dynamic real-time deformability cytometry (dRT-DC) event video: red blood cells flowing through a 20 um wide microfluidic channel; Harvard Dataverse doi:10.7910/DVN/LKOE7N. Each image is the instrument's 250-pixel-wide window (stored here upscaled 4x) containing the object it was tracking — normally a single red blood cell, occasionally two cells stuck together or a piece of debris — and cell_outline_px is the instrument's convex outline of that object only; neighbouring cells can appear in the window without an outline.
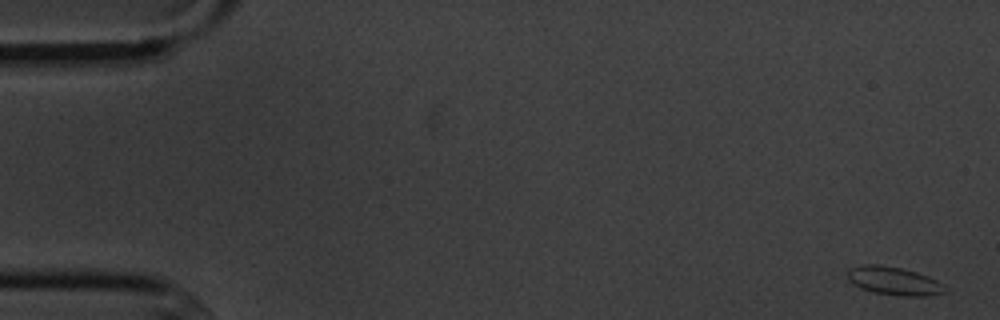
{"species": "common noctule bat (a hibernating species)", "species_latin": "Nyctalus noctula", "temperature_condition": "cold", "stored_images_in_passage": 6, "camera_frame_rate_fps": 3000, "um_per_image_px": 0.085, "animal": {"sex": "male", "body_mass_g": 20.1, "forearm_length_mm": 53.5}, "frame": {"image": 1, "passage_image": 1, "time_ms": 0.0, "image_size_px": [1000, 320], "cell_outline_px": [[948, 292], [928, 296], [900, 296], [872, 292], [860, 288], [848, 280], [848, 268], [860, 264], [876, 264], [900, 268], [916, 272], [928, 276], [944, 284], [948, 288]], "centroid_in_image_um": [76.0, 23.89], "position_along_channel_um": 9.0, "area_um2": 16.3}}
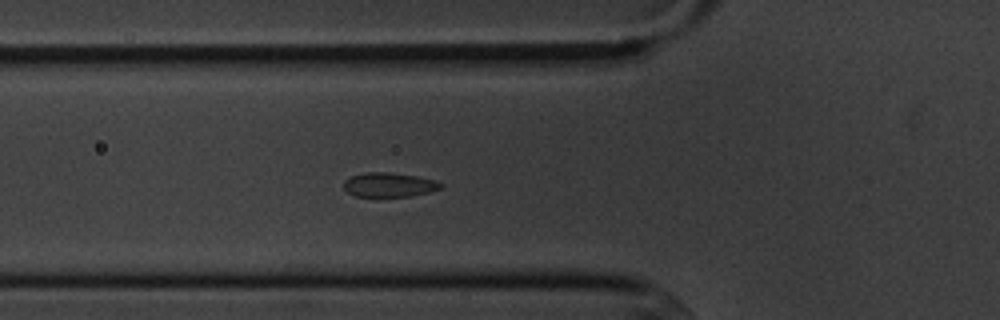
{"frame": {"image": 2, "passage_image": 6, "time_ms": 6.0, "image_size_px": [1000, 320], "cell_outline_px": [[444, 188], [412, 196], [376, 200], [356, 196], [348, 192], [344, 188], [344, 180], [352, 176], [364, 172], [388, 172], [416, 176], [432, 180], [444, 184]], "centroid_in_image_um": [33.05, 15.76], "position_along_channel_um": 92.8, "area_um2": 14.45}}